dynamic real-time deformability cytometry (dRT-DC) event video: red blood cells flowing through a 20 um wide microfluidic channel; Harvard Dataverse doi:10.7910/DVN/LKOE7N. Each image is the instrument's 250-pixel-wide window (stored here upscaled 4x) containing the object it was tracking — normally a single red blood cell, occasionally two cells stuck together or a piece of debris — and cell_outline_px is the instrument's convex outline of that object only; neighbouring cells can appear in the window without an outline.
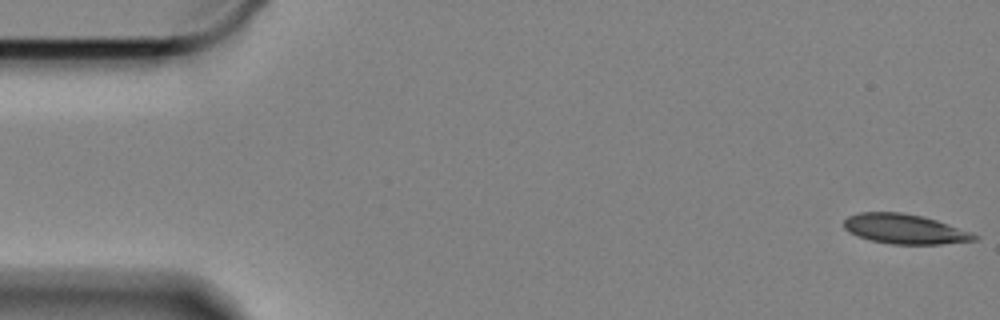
{"species": "Egyptian fruit bat (a non-hibernating species)", "species_latin": "Rousettus aegyptiacus", "temperature_condition": "cold", "stored_images_in_passage": 60, "camera_frame_rate_fps": 3000, "um_per_image_px": 0.085, "animal": {"sex": "female"}, "frame": {"image": 1, "passage_image": 1, "time_ms": 0.0, "image_size_px": [1000, 320], "cell_outline_px": [[980, 236], [976, 240], [940, 244], [892, 244], [872, 240], [848, 232], [844, 228], [844, 220], [848, 216], [860, 212], [900, 212], [924, 216], [972, 232]], "centroid_in_image_um": [76.92, 19.46], "position_along_channel_um": 8.1, "area_um2": 22.54}}
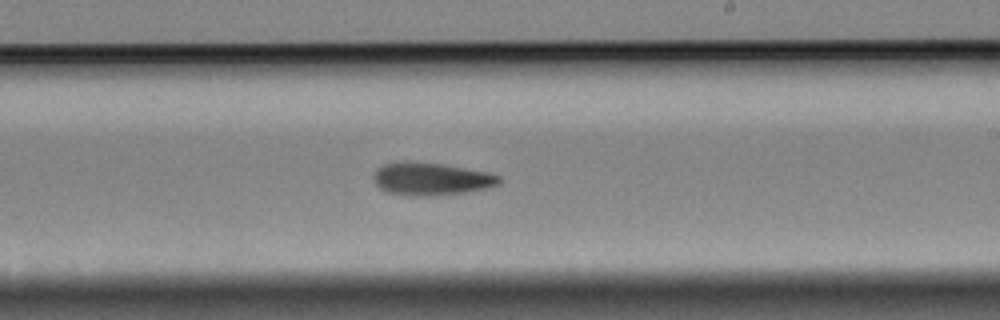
{"frame": {"image": 2, "passage_image": 34, "time_ms": 11.0, "image_size_px": [1000, 320], "cell_outline_px": [[500, 184], [488, 188], [464, 192], [432, 196], [412, 196], [388, 192], [380, 188], [372, 180], [372, 176], [376, 168], [384, 164], [400, 160], [404, 160], [440, 164], [488, 172], [500, 176]], "centroid_in_image_um": [36.6, 15.2], "position_along_channel_um": 252.4, "area_um2": 24.1}}
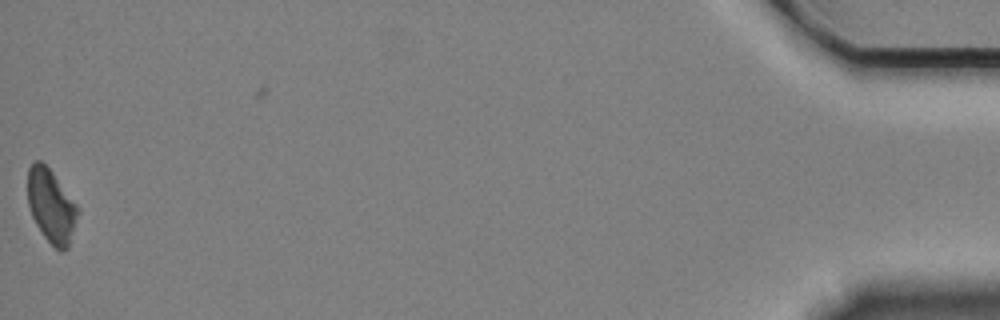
{"frame": {"image": 3, "passage_image": 59, "time_ms": 19.333, "image_size_px": [1000, 320], "cell_outline_px": [[80, 212], [68, 248], [60, 252], [44, 236], [36, 224], [32, 216], [28, 204], [28, 168], [36, 160], [40, 160], [52, 172], [80, 208]], "centroid_in_image_um": [4.38, 17.52], "position_along_channel_um": 430.8, "area_um2": 21.39}, "authors_computed_cell_mechanics": {"area_um2": 23.0622, "velocity_mm_per_s": 3.3212, "shape_relaxation_time_tau1_ms": 10.1437, "shape_relaxation_time_tau2_ms": null, "deformation_change_tau1": 0.1756, "deformation_change_tau2": null}}